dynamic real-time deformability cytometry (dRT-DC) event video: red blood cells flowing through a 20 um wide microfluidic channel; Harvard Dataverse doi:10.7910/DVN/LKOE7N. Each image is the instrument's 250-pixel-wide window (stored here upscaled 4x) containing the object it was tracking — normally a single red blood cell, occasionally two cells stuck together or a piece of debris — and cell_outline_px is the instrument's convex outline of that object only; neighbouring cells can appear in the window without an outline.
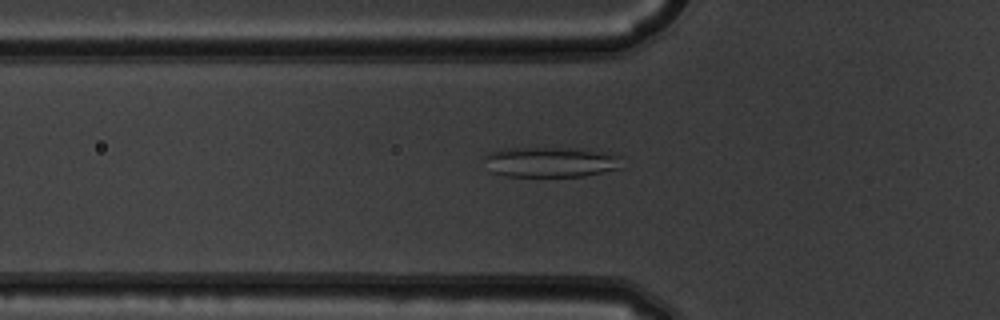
{"species": "common noctule bat (a hibernating species)", "species_latin": "Nyctalus noctula", "temperature_condition": "warm", "stored_images_in_passage": 49, "camera_frame_rate_fps": 3000, "um_per_image_px": 0.085, "animal": {"sex": "male", "body_mass_g": 19.5, "forearm_length_mm": 54.6}, "frame": {"image": 1, "passage_image": 15, "time_ms": 4.667, "image_size_px": [1000, 320], "cell_outline_px": [[624, 168], [584, 176], [508, 176], [492, 172], [484, 156], [488, 152], [512, 148], [572, 148], [624, 156]], "centroid_in_image_um": [46.9, 13.78], "position_along_channel_um": 78.9, "area_um2": 24.22}}
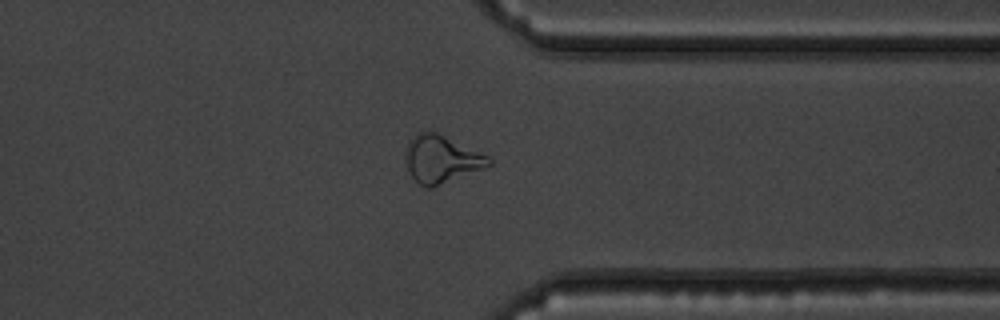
{"frame": {"image": 2, "passage_image": 38, "time_ms": 12.333, "image_size_px": [1000, 320], "cell_outline_px": [[492, 164], [484, 168], [432, 188], [428, 188], [420, 184], [408, 172], [404, 152], [408, 140], [416, 132], [436, 132], [488, 156], [492, 160]], "centroid_in_image_um": [37.47, 13.53], "position_along_channel_um": 373.9, "area_um2": 22.95}}
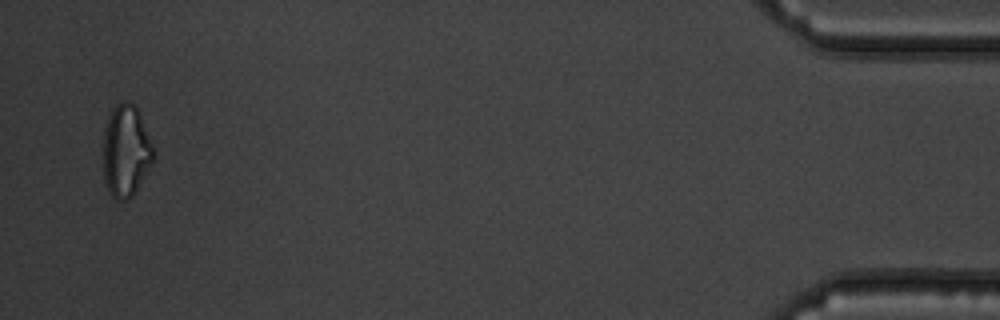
{"frame": {"image": 3, "passage_image": 48, "time_ms": 15.667, "image_size_px": [1000, 320], "cell_outline_px": [[156, 156], [132, 196], [128, 200], [116, 200], [108, 192], [104, 180], [104, 128], [112, 108], [116, 104], [124, 100], [128, 100], [136, 104], [140, 112], [152, 144]], "centroid_in_image_um": [10.71, 12.79], "position_along_channel_um": 424.5, "area_um2": 27.17}, "authors_computed_cell_mechanics": {"area_um2": 24.0448, "velocity_mm_per_s": 3.8767, "shape_relaxation_time_tau1_ms": null, "shape_relaxation_time_tau2_ms": 2.6124, "deformation_change_tau1": null, "deformation_change_tau2": 0.1201}}